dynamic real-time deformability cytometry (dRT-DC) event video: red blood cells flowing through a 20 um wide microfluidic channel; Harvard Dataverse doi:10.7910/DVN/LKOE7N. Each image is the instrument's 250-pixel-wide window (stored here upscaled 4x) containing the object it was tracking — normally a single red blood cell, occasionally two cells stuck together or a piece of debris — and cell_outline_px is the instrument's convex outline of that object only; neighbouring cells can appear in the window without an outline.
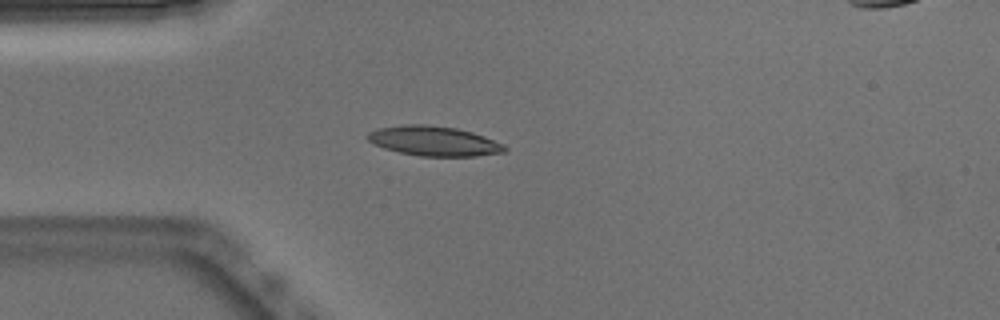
{"species": "Egyptian fruit bat (a non-hibernating species)", "species_latin": "Rousettus aegyptiacus", "temperature_condition": "warm", "stored_images_in_passage": 40, "camera_frame_rate_fps": 3000, "um_per_image_px": 0.085, "animal": {"sex": "male"}, "frame": {"image": 1, "passage_image": 1, "time_ms": 0.0, "image_size_px": [1000, 320], "cell_outline_px": [[508, 148], [504, 152], [476, 156], [420, 156], [400, 152], [384, 148], [368, 140], [364, 136], [368, 132], [376, 128], [404, 124], [420, 124], [456, 128], [472, 132], [484, 136], [504, 144]], "centroid_in_image_um": [36.87, 11.98], "position_along_channel_um": 48.1, "area_um2": 23.76}}
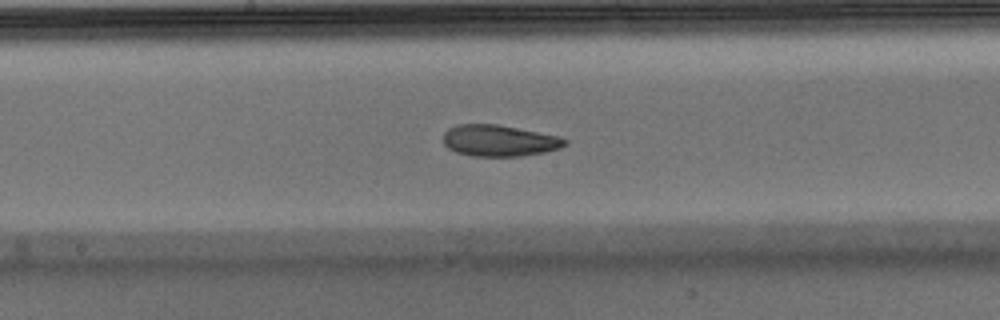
{"frame": {"image": 2, "passage_image": 14, "time_ms": 4.333, "image_size_px": [1000, 320], "cell_outline_px": [[568, 144], [560, 148], [544, 152], [520, 156], [472, 156], [456, 152], [448, 148], [444, 144], [444, 132], [448, 128], [456, 124], [496, 124], [560, 136], [568, 140]], "centroid_in_image_um": [42.44, 11.95], "position_along_channel_um": 205.8, "area_um2": 22.31}}
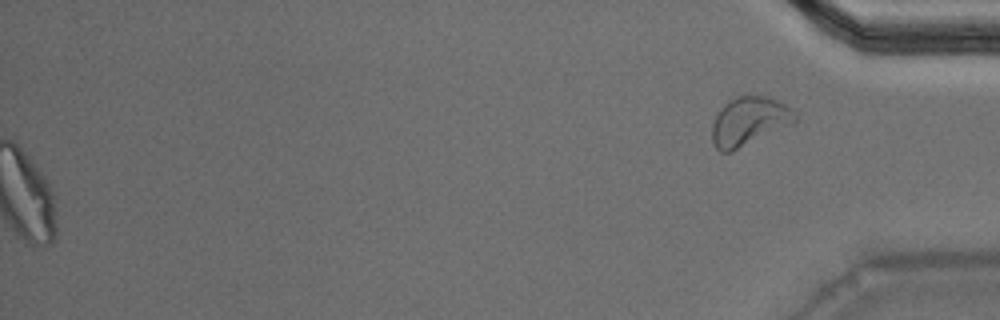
{"frame": {"image": 3, "passage_image": 40, "time_ms": 13.0, "image_size_px": [1000, 320], "cell_outline_px": [[796, 120], [792, 124], [732, 152], [720, 152], [716, 148], [712, 140], [712, 124], [716, 112], [728, 100], [736, 96], [768, 96], [784, 104], [796, 112]], "centroid_in_image_um": [63.64, 10.31], "position_along_channel_um": 371.6, "area_um2": 23.64}, "authors_computed_cell_mechanics": {"area_um2": 23.2934, "velocity_mm_per_s": 3.8595, "shape_relaxation_time_tau1_ms": 5.1639, "shape_relaxation_time_tau2_ms": 2.959, "deformation_change_tau1": 0.1623, "deformation_change_tau2": 0.0866}}